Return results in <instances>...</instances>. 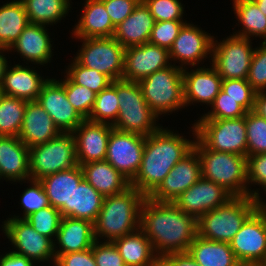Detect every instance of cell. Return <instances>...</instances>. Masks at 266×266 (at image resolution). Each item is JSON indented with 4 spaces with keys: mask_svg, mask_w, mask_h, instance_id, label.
Listing matches in <instances>:
<instances>
[{
    "mask_svg": "<svg viewBox=\"0 0 266 266\" xmlns=\"http://www.w3.org/2000/svg\"><path fill=\"white\" fill-rule=\"evenodd\" d=\"M251 39L231 35L212 44V66L222 80L247 79L255 48Z\"/></svg>",
    "mask_w": 266,
    "mask_h": 266,
    "instance_id": "cell-11",
    "label": "cell"
},
{
    "mask_svg": "<svg viewBox=\"0 0 266 266\" xmlns=\"http://www.w3.org/2000/svg\"><path fill=\"white\" fill-rule=\"evenodd\" d=\"M29 23L49 25L62 20L70 10L69 0H21Z\"/></svg>",
    "mask_w": 266,
    "mask_h": 266,
    "instance_id": "cell-35",
    "label": "cell"
},
{
    "mask_svg": "<svg viewBox=\"0 0 266 266\" xmlns=\"http://www.w3.org/2000/svg\"><path fill=\"white\" fill-rule=\"evenodd\" d=\"M233 8L234 14L243 27L242 30L233 34L247 39L254 36L262 37L263 42H266V15L257 4L253 0H233Z\"/></svg>",
    "mask_w": 266,
    "mask_h": 266,
    "instance_id": "cell-34",
    "label": "cell"
},
{
    "mask_svg": "<svg viewBox=\"0 0 266 266\" xmlns=\"http://www.w3.org/2000/svg\"><path fill=\"white\" fill-rule=\"evenodd\" d=\"M37 101L61 133H73L85 120L68 101L64 85L54 78L43 85Z\"/></svg>",
    "mask_w": 266,
    "mask_h": 266,
    "instance_id": "cell-15",
    "label": "cell"
},
{
    "mask_svg": "<svg viewBox=\"0 0 266 266\" xmlns=\"http://www.w3.org/2000/svg\"><path fill=\"white\" fill-rule=\"evenodd\" d=\"M145 198L132 186L120 194L104 197L102 208L93 223L95 240L105 237V241L113 242L138 230L140 209Z\"/></svg>",
    "mask_w": 266,
    "mask_h": 266,
    "instance_id": "cell-4",
    "label": "cell"
},
{
    "mask_svg": "<svg viewBox=\"0 0 266 266\" xmlns=\"http://www.w3.org/2000/svg\"><path fill=\"white\" fill-rule=\"evenodd\" d=\"M113 126L85 119L73 132L78 165L105 160Z\"/></svg>",
    "mask_w": 266,
    "mask_h": 266,
    "instance_id": "cell-20",
    "label": "cell"
},
{
    "mask_svg": "<svg viewBox=\"0 0 266 266\" xmlns=\"http://www.w3.org/2000/svg\"><path fill=\"white\" fill-rule=\"evenodd\" d=\"M192 130V134H195L194 149L200 159L202 177L222 186L233 197L250 196L259 200L261 197L258 189L254 191L247 186V157L210 150L197 138L194 124Z\"/></svg>",
    "mask_w": 266,
    "mask_h": 266,
    "instance_id": "cell-3",
    "label": "cell"
},
{
    "mask_svg": "<svg viewBox=\"0 0 266 266\" xmlns=\"http://www.w3.org/2000/svg\"><path fill=\"white\" fill-rule=\"evenodd\" d=\"M232 197L222 186L201 177L173 203L186 214L199 219L208 211L224 205Z\"/></svg>",
    "mask_w": 266,
    "mask_h": 266,
    "instance_id": "cell-17",
    "label": "cell"
},
{
    "mask_svg": "<svg viewBox=\"0 0 266 266\" xmlns=\"http://www.w3.org/2000/svg\"><path fill=\"white\" fill-rule=\"evenodd\" d=\"M242 266L266 265V216L257 208L229 242Z\"/></svg>",
    "mask_w": 266,
    "mask_h": 266,
    "instance_id": "cell-12",
    "label": "cell"
},
{
    "mask_svg": "<svg viewBox=\"0 0 266 266\" xmlns=\"http://www.w3.org/2000/svg\"><path fill=\"white\" fill-rule=\"evenodd\" d=\"M104 197L83 179L72 195V218L94 223L102 208Z\"/></svg>",
    "mask_w": 266,
    "mask_h": 266,
    "instance_id": "cell-36",
    "label": "cell"
},
{
    "mask_svg": "<svg viewBox=\"0 0 266 266\" xmlns=\"http://www.w3.org/2000/svg\"><path fill=\"white\" fill-rule=\"evenodd\" d=\"M150 109L159 117L185 107L183 69L170 65L138 82Z\"/></svg>",
    "mask_w": 266,
    "mask_h": 266,
    "instance_id": "cell-7",
    "label": "cell"
},
{
    "mask_svg": "<svg viewBox=\"0 0 266 266\" xmlns=\"http://www.w3.org/2000/svg\"><path fill=\"white\" fill-rule=\"evenodd\" d=\"M46 26L29 23L8 51L16 50L21 57L36 64L51 62L52 44Z\"/></svg>",
    "mask_w": 266,
    "mask_h": 266,
    "instance_id": "cell-28",
    "label": "cell"
},
{
    "mask_svg": "<svg viewBox=\"0 0 266 266\" xmlns=\"http://www.w3.org/2000/svg\"><path fill=\"white\" fill-rule=\"evenodd\" d=\"M167 266H202L187 252L171 253L162 259Z\"/></svg>",
    "mask_w": 266,
    "mask_h": 266,
    "instance_id": "cell-53",
    "label": "cell"
},
{
    "mask_svg": "<svg viewBox=\"0 0 266 266\" xmlns=\"http://www.w3.org/2000/svg\"><path fill=\"white\" fill-rule=\"evenodd\" d=\"M258 8L262 11L263 14L266 15V0H253Z\"/></svg>",
    "mask_w": 266,
    "mask_h": 266,
    "instance_id": "cell-57",
    "label": "cell"
},
{
    "mask_svg": "<svg viewBox=\"0 0 266 266\" xmlns=\"http://www.w3.org/2000/svg\"><path fill=\"white\" fill-rule=\"evenodd\" d=\"M61 219L60 211L51 205L25 218L39 234L50 238L53 242L52 238H55L57 235Z\"/></svg>",
    "mask_w": 266,
    "mask_h": 266,
    "instance_id": "cell-41",
    "label": "cell"
},
{
    "mask_svg": "<svg viewBox=\"0 0 266 266\" xmlns=\"http://www.w3.org/2000/svg\"><path fill=\"white\" fill-rule=\"evenodd\" d=\"M83 178L103 197L116 195L130 187V182L106 160L80 165Z\"/></svg>",
    "mask_w": 266,
    "mask_h": 266,
    "instance_id": "cell-30",
    "label": "cell"
},
{
    "mask_svg": "<svg viewBox=\"0 0 266 266\" xmlns=\"http://www.w3.org/2000/svg\"><path fill=\"white\" fill-rule=\"evenodd\" d=\"M82 16L73 28L76 38L113 37L115 26L101 0H86Z\"/></svg>",
    "mask_w": 266,
    "mask_h": 266,
    "instance_id": "cell-29",
    "label": "cell"
},
{
    "mask_svg": "<svg viewBox=\"0 0 266 266\" xmlns=\"http://www.w3.org/2000/svg\"><path fill=\"white\" fill-rule=\"evenodd\" d=\"M155 22L148 7L141 0L128 17L115 26L113 38L124 48L148 43Z\"/></svg>",
    "mask_w": 266,
    "mask_h": 266,
    "instance_id": "cell-26",
    "label": "cell"
},
{
    "mask_svg": "<svg viewBox=\"0 0 266 266\" xmlns=\"http://www.w3.org/2000/svg\"><path fill=\"white\" fill-rule=\"evenodd\" d=\"M61 132L38 101H27L19 139L28 148L46 143Z\"/></svg>",
    "mask_w": 266,
    "mask_h": 266,
    "instance_id": "cell-23",
    "label": "cell"
},
{
    "mask_svg": "<svg viewBox=\"0 0 266 266\" xmlns=\"http://www.w3.org/2000/svg\"><path fill=\"white\" fill-rule=\"evenodd\" d=\"M186 21H158L155 22L149 39L150 44L170 49L179 31Z\"/></svg>",
    "mask_w": 266,
    "mask_h": 266,
    "instance_id": "cell-47",
    "label": "cell"
},
{
    "mask_svg": "<svg viewBox=\"0 0 266 266\" xmlns=\"http://www.w3.org/2000/svg\"><path fill=\"white\" fill-rule=\"evenodd\" d=\"M80 165L60 171L39 180L44 188L49 204L57 208L62 217L72 218L73 191L83 180Z\"/></svg>",
    "mask_w": 266,
    "mask_h": 266,
    "instance_id": "cell-21",
    "label": "cell"
},
{
    "mask_svg": "<svg viewBox=\"0 0 266 266\" xmlns=\"http://www.w3.org/2000/svg\"><path fill=\"white\" fill-rule=\"evenodd\" d=\"M114 26L123 22L141 0H101Z\"/></svg>",
    "mask_w": 266,
    "mask_h": 266,
    "instance_id": "cell-50",
    "label": "cell"
},
{
    "mask_svg": "<svg viewBox=\"0 0 266 266\" xmlns=\"http://www.w3.org/2000/svg\"><path fill=\"white\" fill-rule=\"evenodd\" d=\"M119 114V102L116 91V81L96 94V99L88 120L93 122L113 124Z\"/></svg>",
    "mask_w": 266,
    "mask_h": 266,
    "instance_id": "cell-38",
    "label": "cell"
},
{
    "mask_svg": "<svg viewBox=\"0 0 266 266\" xmlns=\"http://www.w3.org/2000/svg\"><path fill=\"white\" fill-rule=\"evenodd\" d=\"M161 126L146 136L140 169L130 186L149 197L172 168L194 149L196 140H187Z\"/></svg>",
    "mask_w": 266,
    "mask_h": 266,
    "instance_id": "cell-2",
    "label": "cell"
},
{
    "mask_svg": "<svg viewBox=\"0 0 266 266\" xmlns=\"http://www.w3.org/2000/svg\"><path fill=\"white\" fill-rule=\"evenodd\" d=\"M158 21H183L184 8L180 0H142Z\"/></svg>",
    "mask_w": 266,
    "mask_h": 266,
    "instance_id": "cell-46",
    "label": "cell"
},
{
    "mask_svg": "<svg viewBox=\"0 0 266 266\" xmlns=\"http://www.w3.org/2000/svg\"><path fill=\"white\" fill-rule=\"evenodd\" d=\"M247 156L266 153V119L253 110L245 115Z\"/></svg>",
    "mask_w": 266,
    "mask_h": 266,
    "instance_id": "cell-40",
    "label": "cell"
},
{
    "mask_svg": "<svg viewBox=\"0 0 266 266\" xmlns=\"http://www.w3.org/2000/svg\"><path fill=\"white\" fill-rule=\"evenodd\" d=\"M31 186L24 190L20 202L23 209V217L13 216V218L25 219L30 214L50 206L44 188L39 180L29 179Z\"/></svg>",
    "mask_w": 266,
    "mask_h": 266,
    "instance_id": "cell-45",
    "label": "cell"
},
{
    "mask_svg": "<svg viewBox=\"0 0 266 266\" xmlns=\"http://www.w3.org/2000/svg\"><path fill=\"white\" fill-rule=\"evenodd\" d=\"M221 90L236 100L247 112L254 109L256 91L247 79L223 80Z\"/></svg>",
    "mask_w": 266,
    "mask_h": 266,
    "instance_id": "cell-44",
    "label": "cell"
},
{
    "mask_svg": "<svg viewBox=\"0 0 266 266\" xmlns=\"http://www.w3.org/2000/svg\"><path fill=\"white\" fill-rule=\"evenodd\" d=\"M194 125L197 138L208 149L247 157L245 116L235 119H200Z\"/></svg>",
    "mask_w": 266,
    "mask_h": 266,
    "instance_id": "cell-9",
    "label": "cell"
},
{
    "mask_svg": "<svg viewBox=\"0 0 266 266\" xmlns=\"http://www.w3.org/2000/svg\"><path fill=\"white\" fill-rule=\"evenodd\" d=\"M0 175L14 182L30 179L29 148L19 137L0 136Z\"/></svg>",
    "mask_w": 266,
    "mask_h": 266,
    "instance_id": "cell-24",
    "label": "cell"
},
{
    "mask_svg": "<svg viewBox=\"0 0 266 266\" xmlns=\"http://www.w3.org/2000/svg\"><path fill=\"white\" fill-rule=\"evenodd\" d=\"M55 266H97L92 248L60 255Z\"/></svg>",
    "mask_w": 266,
    "mask_h": 266,
    "instance_id": "cell-52",
    "label": "cell"
},
{
    "mask_svg": "<svg viewBox=\"0 0 266 266\" xmlns=\"http://www.w3.org/2000/svg\"><path fill=\"white\" fill-rule=\"evenodd\" d=\"M92 251L97 266H126L114 242L95 240Z\"/></svg>",
    "mask_w": 266,
    "mask_h": 266,
    "instance_id": "cell-49",
    "label": "cell"
},
{
    "mask_svg": "<svg viewBox=\"0 0 266 266\" xmlns=\"http://www.w3.org/2000/svg\"><path fill=\"white\" fill-rule=\"evenodd\" d=\"M222 78L216 69L199 67L195 70L183 69L184 103L189 106L193 102H201L211 106L222 88Z\"/></svg>",
    "mask_w": 266,
    "mask_h": 266,
    "instance_id": "cell-22",
    "label": "cell"
},
{
    "mask_svg": "<svg viewBox=\"0 0 266 266\" xmlns=\"http://www.w3.org/2000/svg\"><path fill=\"white\" fill-rule=\"evenodd\" d=\"M2 226L4 234L17 250L12 252L34 262L51 259L55 264L54 242L39 234L27 220L11 217L5 220Z\"/></svg>",
    "mask_w": 266,
    "mask_h": 266,
    "instance_id": "cell-14",
    "label": "cell"
},
{
    "mask_svg": "<svg viewBox=\"0 0 266 266\" xmlns=\"http://www.w3.org/2000/svg\"><path fill=\"white\" fill-rule=\"evenodd\" d=\"M257 208L258 200L255 198L232 197L198 219V235L210 241L229 243Z\"/></svg>",
    "mask_w": 266,
    "mask_h": 266,
    "instance_id": "cell-5",
    "label": "cell"
},
{
    "mask_svg": "<svg viewBox=\"0 0 266 266\" xmlns=\"http://www.w3.org/2000/svg\"><path fill=\"white\" fill-rule=\"evenodd\" d=\"M169 60L168 49L149 42L127 47L124 51L122 80L139 82L148 75L170 66Z\"/></svg>",
    "mask_w": 266,
    "mask_h": 266,
    "instance_id": "cell-16",
    "label": "cell"
},
{
    "mask_svg": "<svg viewBox=\"0 0 266 266\" xmlns=\"http://www.w3.org/2000/svg\"><path fill=\"white\" fill-rule=\"evenodd\" d=\"M30 179L41 180L78 165L73 133H61L46 143L29 148Z\"/></svg>",
    "mask_w": 266,
    "mask_h": 266,
    "instance_id": "cell-8",
    "label": "cell"
},
{
    "mask_svg": "<svg viewBox=\"0 0 266 266\" xmlns=\"http://www.w3.org/2000/svg\"><path fill=\"white\" fill-rule=\"evenodd\" d=\"M201 177L200 159L197 151L193 149L176 163L149 198L158 202H173Z\"/></svg>",
    "mask_w": 266,
    "mask_h": 266,
    "instance_id": "cell-18",
    "label": "cell"
},
{
    "mask_svg": "<svg viewBox=\"0 0 266 266\" xmlns=\"http://www.w3.org/2000/svg\"><path fill=\"white\" fill-rule=\"evenodd\" d=\"M212 110L205 113L200 119H235L246 115L247 111L236 100L220 90L215 97Z\"/></svg>",
    "mask_w": 266,
    "mask_h": 266,
    "instance_id": "cell-43",
    "label": "cell"
},
{
    "mask_svg": "<svg viewBox=\"0 0 266 266\" xmlns=\"http://www.w3.org/2000/svg\"><path fill=\"white\" fill-rule=\"evenodd\" d=\"M119 114L112 124L115 130L148 136L157 131L158 116L150 109L138 82L116 80Z\"/></svg>",
    "mask_w": 266,
    "mask_h": 266,
    "instance_id": "cell-6",
    "label": "cell"
},
{
    "mask_svg": "<svg viewBox=\"0 0 266 266\" xmlns=\"http://www.w3.org/2000/svg\"><path fill=\"white\" fill-rule=\"evenodd\" d=\"M188 253L202 266H242L228 242L210 241L199 235L190 244Z\"/></svg>",
    "mask_w": 266,
    "mask_h": 266,
    "instance_id": "cell-32",
    "label": "cell"
},
{
    "mask_svg": "<svg viewBox=\"0 0 266 266\" xmlns=\"http://www.w3.org/2000/svg\"><path fill=\"white\" fill-rule=\"evenodd\" d=\"M28 24V16L21 0L0 6V48L9 49Z\"/></svg>",
    "mask_w": 266,
    "mask_h": 266,
    "instance_id": "cell-33",
    "label": "cell"
},
{
    "mask_svg": "<svg viewBox=\"0 0 266 266\" xmlns=\"http://www.w3.org/2000/svg\"><path fill=\"white\" fill-rule=\"evenodd\" d=\"M27 101L2 95L0 99V136L18 137L24 118Z\"/></svg>",
    "mask_w": 266,
    "mask_h": 266,
    "instance_id": "cell-37",
    "label": "cell"
},
{
    "mask_svg": "<svg viewBox=\"0 0 266 266\" xmlns=\"http://www.w3.org/2000/svg\"><path fill=\"white\" fill-rule=\"evenodd\" d=\"M247 179L248 187L258 184L266 192V153L247 156Z\"/></svg>",
    "mask_w": 266,
    "mask_h": 266,
    "instance_id": "cell-51",
    "label": "cell"
},
{
    "mask_svg": "<svg viewBox=\"0 0 266 266\" xmlns=\"http://www.w3.org/2000/svg\"><path fill=\"white\" fill-rule=\"evenodd\" d=\"M60 81L65 87V93L68 101L84 118L88 119L92 111L96 93L89 88L73 83L67 76Z\"/></svg>",
    "mask_w": 266,
    "mask_h": 266,
    "instance_id": "cell-42",
    "label": "cell"
},
{
    "mask_svg": "<svg viewBox=\"0 0 266 266\" xmlns=\"http://www.w3.org/2000/svg\"><path fill=\"white\" fill-rule=\"evenodd\" d=\"M113 242L126 266H153L160 260L149 238L140 228Z\"/></svg>",
    "mask_w": 266,
    "mask_h": 266,
    "instance_id": "cell-31",
    "label": "cell"
},
{
    "mask_svg": "<svg viewBox=\"0 0 266 266\" xmlns=\"http://www.w3.org/2000/svg\"><path fill=\"white\" fill-rule=\"evenodd\" d=\"M146 137L136 133L111 130L105 160L130 183L135 179L143 157Z\"/></svg>",
    "mask_w": 266,
    "mask_h": 266,
    "instance_id": "cell-13",
    "label": "cell"
},
{
    "mask_svg": "<svg viewBox=\"0 0 266 266\" xmlns=\"http://www.w3.org/2000/svg\"><path fill=\"white\" fill-rule=\"evenodd\" d=\"M5 51L8 52V49L0 48V86L3 82L4 73L8 66V61L6 60L5 55L2 54Z\"/></svg>",
    "mask_w": 266,
    "mask_h": 266,
    "instance_id": "cell-56",
    "label": "cell"
},
{
    "mask_svg": "<svg viewBox=\"0 0 266 266\" xmlns=\"http://www.w3.org/2000/svg\"><path fill=\"white\" fill-rule=\"evenodd\" d=\"M153 266H167V264L162 260L160 259L156 264H154Z\"/></svg>",
    "mask_w": 266,
    "mask_h": 266,
    "instance_id": "cell-59",
    "label": "cell"
},
{
    "mask_svg": "<svg viewBox=\"0 0 266 266\" xmlns=\"http://www.w3.org/2000/svg\"><path fill=\"white\" fill-rule=\"evenodd\" d=\"M208 34L194 24L185 23L169 49L170 60H179V67L184 69L186 65L196 66L208 54L211 57L214 36Z\"/></svg>",
    "mask_w": 266,
    "mask_h": 266,
    "instance_id": "cell-19",
    "label": "cell"
},
{
    "mask_svg": "<svg viewBox=\"0 0 266 266\" xmlns=\"http://www.w3.org/2000/svg\"><path fill=\"white\" fill-rule=\"evenodd\" d=\"M253 111L266 119V90L256 92Z\"/></svg>",
    "mask_w": 266,
    "mask_h": 266,
    "instance_id": "cell-55",
    "label": "cell"
},
{
    "mask_svg": "<svg viewBox=\"0 0 266 266\" xmlns=\"http://www.w3.org/2000/svg\"><path fill=\"white\" fill-rule=\"evenodd\" d=\"M260 46L254 50L247 78L256 92L266 90V42Z\"/></svg>",
    "mask_w": 266,
    "mask_h": 266,
    "instance_id": "cell-48",
    "label": "cell"
},
{
    "mask_svg": "<svg viewBox=\"0 0 266 266\" xmlns=\"http://www.w3.org/2000/svg\"><path fill=\"white\" fill-rule=\"evenodd\" d=\"M140 229L149 238L160 259L171 253L187 252L198 236V219L173 202L146 197L140 209Z\"/></svg>",
    "mask_w": 266,
    "mask_h": 266,
    "instance_id": "cell-1",
    "label": "cell"
},
{
    "mask_svg": "<svg viewBox=\"0 0 266 266\" xmlns=\"http://www.w3.org/2000/svg\"><path fill=\"white\" fill-rule=\"evenodd\" d=\"M33 263V260L12 251L0 256V266H35Z\"/></svg>",
    "mask_w": 266,
    "mask_h": 266,
    "instance_id": "cell-54",
    "label": "cell"
},
{
    "mask_svg": "<svg viewBox=\"0 0 266 266\" xmlns=\"http://www.w3.org/2000/svg\"><path fill=\"white\" fill-rule=\"evenodd\" d=\"M258 208L265 214V216H266V202H265V200H264V202H263V199L262 198H260L259 200H258Z\"/></svg>",
    "mask_w": 266,
    "mask_h": 266,
    "instance_id": "cell-58",
    "label": "cell"
},
{
    "mask_svg": "<svg viewBox=\"0 0 266 266\" xmlns=\"http://www.w3.org/2000/svg\"><path fill=\"white\" fill-rule=\"evenodd\" d=\"M36 70L16 64L14 67L7 66L3 82L0 86L4 95L37 101L43 85L48 79L42 78Z\"/></svg>",
    "mask_w": 266,
    "mask_h": 266,
    "instance_id": "cell-27",
    "label": "cell"
},
{
    "mask_svg": "<svg viewBox=\"0 0 266 266\" xmlns=\"http://www.w3.org/2000/svg\"><path fill=\"white\" fill-rule=\"evenodd\" d=\"M3 95L2 91H1V88H0V99H1V96Z\"/></svg>",
    "mask_w": 266,
    "mask_h": 266,
    "instance_id": "cell-60",
    "label": "cell"
},
{
    "mask_svg": "<svg viewBox=\"0 0 266 266\" xmlns=\"http://www.w3.org/2000/svg\"><path fill=\"white\" fill-rule=\"evenodd\" d=\"M78 39H81L83 44L74 59L80 65L95 69L112 81L122 79L125 48L116 39L113 37Z\"/></svg>",
    "mask_w": 266,
    "mask_h": 266,
    "instance_id": "cell-10",
    "label": "cell"
},
{
    "mask_svg": "<svg viewBox=\"0 0 266 266\" xmlns=\"http://www.w3.org/2000/svg\"><path fill=\"white\" fill-rule=\"evenodd\" d=\"M66 69V76L75 84L85 86L98 94L107 88L113 81L103 73L95 69H89L80 65L75 59Z\"/></svg>",
    "mask_w": 266,
    "mask_h": 266,
    "instance_id": "cell-39",
    "label": "cell"
},
{
    "mask_svg": "<svg viewBox=\"0 0 266 266\" xmlns=\"http://www.w3.org/2000/svg\"><path fill=\"white\" fill-rule=\"evenodd\" d=\"M56 239L54 240L57 241L54 242L56 259L62 254L90 249L95 242L93 223L85 219L62 217ZM55 243L59 245V249Z\"/></svg>",
    "mask_w": 266,
    "mask_h": 266,
    "instance_id": "cell-25",
    "label": "cell"
}]
</instances>
